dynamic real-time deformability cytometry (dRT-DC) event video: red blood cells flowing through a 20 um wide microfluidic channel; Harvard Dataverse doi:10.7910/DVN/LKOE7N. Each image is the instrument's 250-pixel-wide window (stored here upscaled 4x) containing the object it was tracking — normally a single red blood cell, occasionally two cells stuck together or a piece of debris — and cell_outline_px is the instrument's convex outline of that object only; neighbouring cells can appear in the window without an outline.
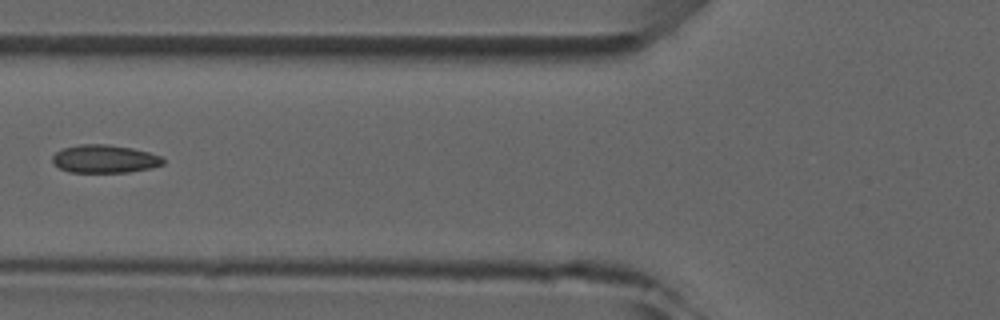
{"species": "common noctule bat (a hibernating species)", "species_latin": "Nyctalus noctula", "temperature_condition": "room temperature", "stored_images_in_passage": 8, "camera_frame_rate_fps": 3000, "um_per_image_px": 0.085, "animal": {"sex": "male", "forearm_length_mm": 52.5}, "frame": {"image": 1, "passage_image": 6, "time_ms": 6.0, "image_size_px": [1000, 320], "cell_outline_px": [[164, 164], [152, 168], [128, 172], [68, 172], [52, 164], [52, 156], [56, 152], [64, 148], [80, 144], [108, 144], [132, 148], [148, 152], [160, 156], [164, 160]], "centroid_in_image_um": [8.88, 13.51], "position_along_channel_um": 116.9, "area_um2": 18.15}}
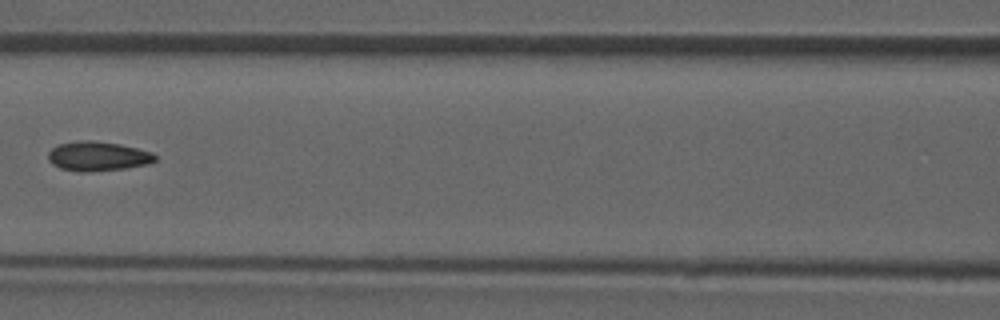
{"frame": {"image": 2, "passage_image": 7, "time_ms": 7.0, "image_size_px": [1000, 320], "cell_outline_px": [[156, 160], [148, 164], [124, 168], [88, 172], [80, 172], [60, 168], [52, 164], [48, 160], [48, 152], [52, 148], [60, 144], [80, 140], [92, 140], [120, 144], [152, 152], [156, 156]], "centroid_in_image_um": [8.3, 13.28], "position_along_channel_um": 158.3, "area_um2": 18.32}}